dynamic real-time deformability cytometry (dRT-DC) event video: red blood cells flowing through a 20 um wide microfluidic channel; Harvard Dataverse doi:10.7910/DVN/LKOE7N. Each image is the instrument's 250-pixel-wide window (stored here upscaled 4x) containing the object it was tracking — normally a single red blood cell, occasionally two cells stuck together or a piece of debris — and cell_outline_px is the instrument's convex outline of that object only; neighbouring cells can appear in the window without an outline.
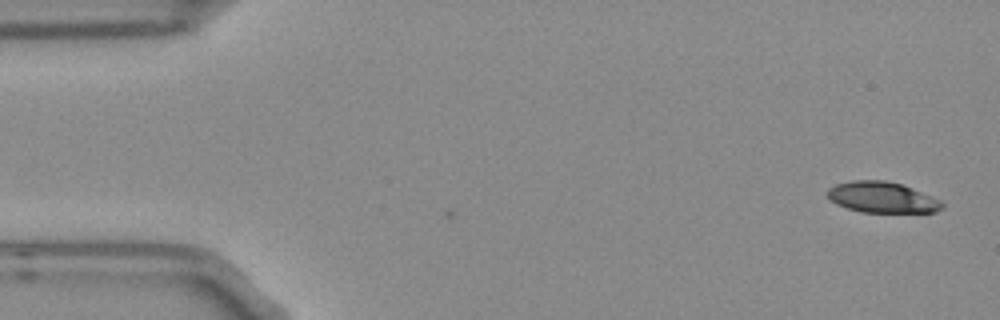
{"species": "Egyptian fruit bat (a non-hibernating species)", "species_latin": "Rousettus aegyptiacus", "temperature_condition": "room temperature", "stored_images_in_passage": 5, "camera_frame_rate_fps": 3000, "um_per_image_px": 0.085, "frame": {"image": 1, "passage_image": 5, "time_ms": 1.333, "image_size_px": [1000, 320], "cell_outline_px": [[944, 208], [936, 212], [860, 212], [836, 204], [828, 196], [828, 188], [836, 184], [852, 180], [884, 180], [900, 184], [912, 188], [940, 200], [944, 204]], "centroid_in_image_um": [74.99, 16.77], "position_along_channel_um": 10.0, "area_um2": 20.52}}